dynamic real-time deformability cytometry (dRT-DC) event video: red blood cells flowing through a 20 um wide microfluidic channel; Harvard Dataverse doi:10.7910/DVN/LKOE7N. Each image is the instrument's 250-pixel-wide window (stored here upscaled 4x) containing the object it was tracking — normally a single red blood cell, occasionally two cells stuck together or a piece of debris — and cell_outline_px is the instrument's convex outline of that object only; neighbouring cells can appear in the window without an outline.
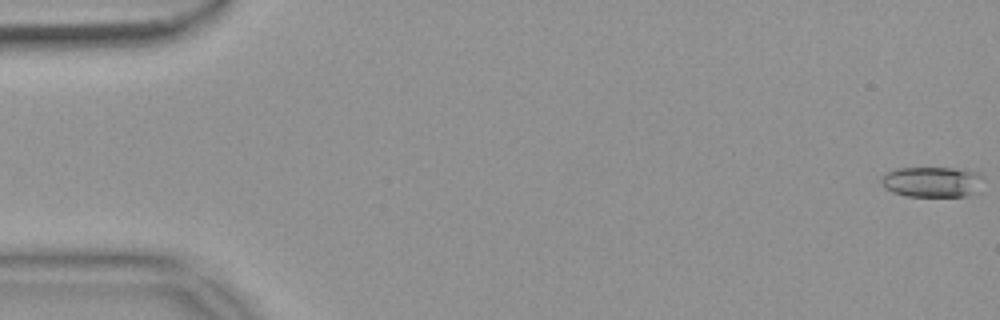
{"species": "common noctule bat (a hibernating species)", "species_latin": "Nyctalus noctula", "temperature_condition": "warm", "stored_images_in_passage": 55, "camera_frame_rate_fps": 3000, "um_per_image_px": 0.085, "animal": {"sex": "female", "body_mass_g": 18.4}, "frame": {"image": 1, "passage_image": 1, "time_ms": 0.0, "image_size_px": [1000, 320], "cell_outline_px": [[980, 176], [972, 192], [964, 196], [904, 196], [892, 192], [884, 188], [880, 180], [880, 176], [896, 168], [952, 168], [976, 172]], "centroid_in_image_um": [79.05, 15.45], "position_along_channel_um": 6.0, "area_um2": 17.57}}
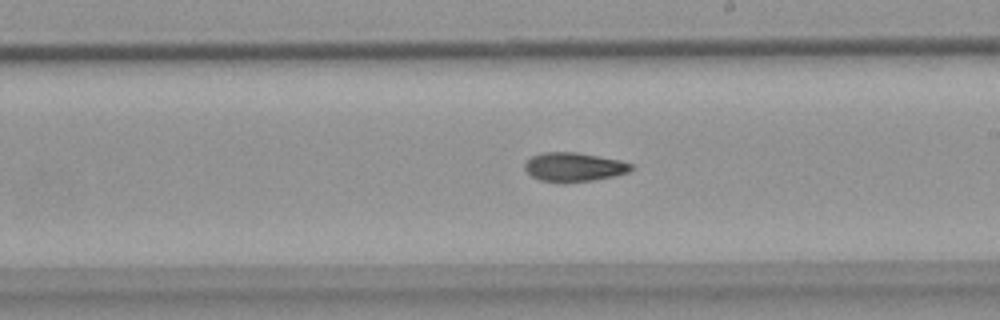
{"frame": {"image": 2, "passage_image": 32, "time_ms": 10.333, "image_size_px": [1000, 320], "cell_outline_px": [[632, 168], [628, 172], [612, 176], [592, 180], [564, 184], [556, 184], [540, 180], [532, 176], [524, 168], [524, 164], [532, 156], [544, 152], [576, 152], [620, 160], [632, 164]], "centroid_in_image_um": [48.74, 14.22], "position_along_channel_um": 240.3, "area_um2": 18.09}}
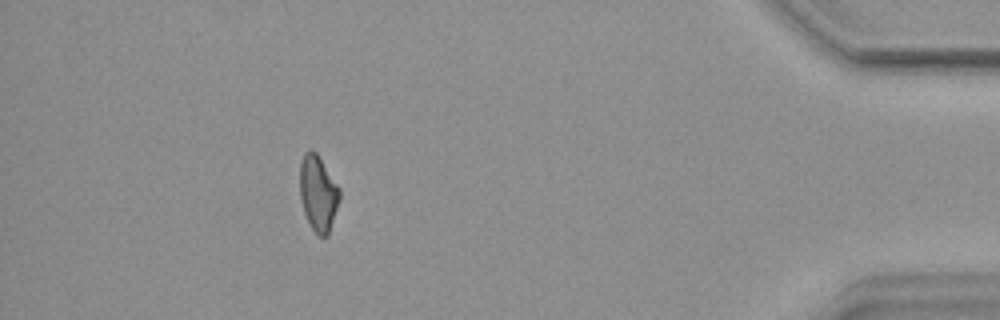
{"frame": {"image": 3, "passage_image": 50, "time_ms": 16.333, "image_size_px": [1000, 320], "cell_outline_px": [[340, 200], [328, 236], [324, 240], [316, 236], [304, 212], [300, 196], [300, 164], [304, 152], [312, 148], [316, 152], [340, 188]], "centroid_in_image_um": [27.05, 16.46], "position_along_channel_um": 408.1, "area_um2": 17.8}, "authors_computed_cell_mechanics": {"area_um2": 17.8602, "velocity_mm_per_s": 3.7076, "shape_relaxation_time_tau1_ms": 8.4649, "shape_relaxation_time_tau2_ms": 9.2032, "deformation_change_tau1": 0.1844, "deformation_change_tau2": 0.1751}}